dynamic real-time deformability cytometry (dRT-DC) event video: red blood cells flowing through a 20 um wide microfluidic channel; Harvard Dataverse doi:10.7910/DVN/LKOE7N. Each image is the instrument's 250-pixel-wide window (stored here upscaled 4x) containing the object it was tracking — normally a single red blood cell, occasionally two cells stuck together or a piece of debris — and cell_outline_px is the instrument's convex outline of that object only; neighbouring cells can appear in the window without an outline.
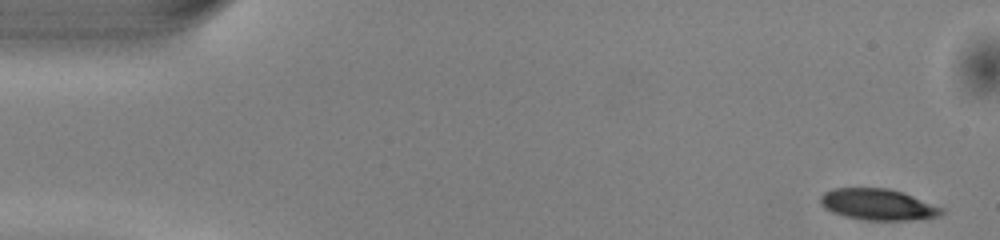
{"species": "common noctule bat (a hibernating species)", "species_latin": "Nyctalus noctula", "temperature_condition": "warm", "stored_images_in_passage": 49, "camera_frame_rate_fps": 3000, "um_per_image_px": 0.085, "animal": {"sex": "male", "body_mass_g": 13.0, "forearm_length_mm": 53.1}, "frame": {"image": 1, "passage_image": 1, "time_ms": 0.0, "image_size_px": [1000, 240], "cell_outline_px": [[944, 212], [940, 216], [912, 220], [868, 220], [844, 216], [832, 212], [824, 208], [820, 204], [820, 196], [824, 192], [832, 188], [888, 188], [904, 192], [944, 208]], "centroid_in_image_um": [74.63, 17.37], "position_along_channel_um": 10.4, "area_um2": 22.25}}
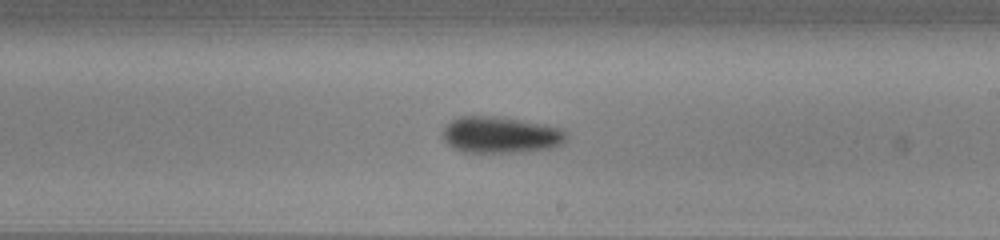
{"frame": {"image": 2, "passage_image": 28, "time_ms": 9.0, "image_size_px": [1000, 240], "cell_outline_px": [[568, 140], [564, 144], [552, 148], [524, 152], [464, 152], [448, 144], [444, 140], [440, 132], [452, 120], [460, 116], [492, 116], [548, 124], [560, 128], [568, 132]], "centroid_in_image_um": [42.62, 11.47], "position_along_channel_um": 246.4, "area_um2": 26.59}}
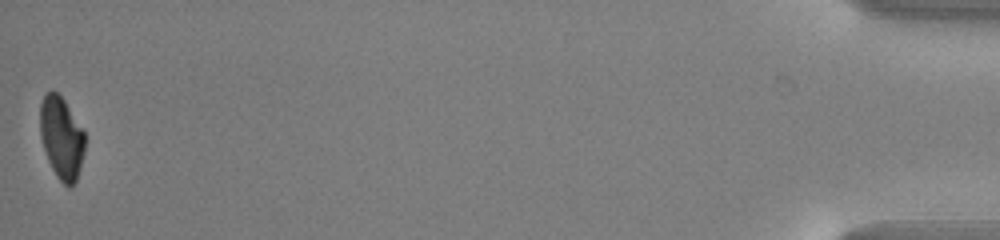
{"frame": {"image": 3, "passage_image": 49, "time_ms": 16.0, "image_size_px": [1000, 240], "cell_outline_px": [[84, 152], [80, 168], [76, 180], [72, 188], [68, 188], [56, 176], [48, 160], [40, 136], [40, 104], [44, 96], [52, 88], [64, 100], [84, 132]], "centroid_in_image_um": [5.22, 11.73], "position_along_channel_um": 430.0, "area_um2": 21.33}, "authors_computed_cell_mechanics": {"area_um2": 23.8714, "velocity_mm_per_s": 4.0768, "shape_relaxation_time_tau1_ms": 2.9833, "shape_relaxation_time_tau2_ms": null, "deformation_change_tau1": 0.1319, "deformation_change_tau2": null}}